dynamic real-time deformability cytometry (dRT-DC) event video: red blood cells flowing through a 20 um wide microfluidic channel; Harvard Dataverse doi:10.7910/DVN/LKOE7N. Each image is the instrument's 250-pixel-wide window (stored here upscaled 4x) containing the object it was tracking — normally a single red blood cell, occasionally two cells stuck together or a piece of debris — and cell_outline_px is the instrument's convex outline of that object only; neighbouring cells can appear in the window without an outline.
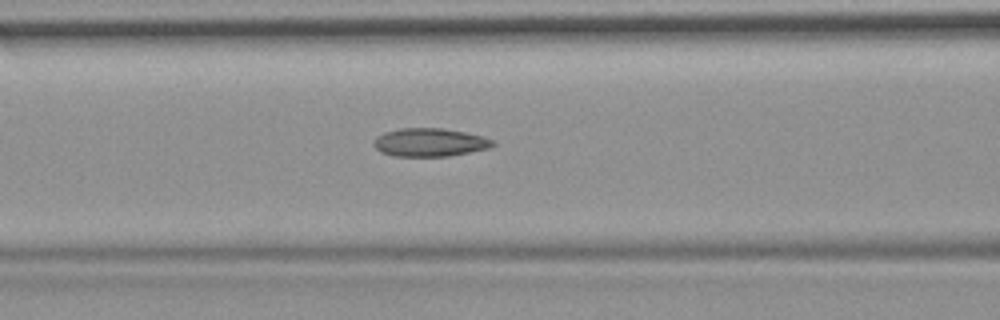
{"species": "common noctule bat (a hibernating species)", "species_latin": "Nyctalus noctula", "temperature_condition": "room temperature", "stored_images_in_passage": 40, "camera_frame_rate_fps": 3000, "um_per_image_px": 0.085, "animal": {"sex": "female", "body_mass_g": 19.9}, "frame": {"image": 1, "passage_image": 18, "time_ms": 5.667, "image_size_px": [1000, 320], "cell_outline_px": [[496, 144], [492, 148], [448, 156], [396, 156], [380, 152], [372, 144], [372, 140], [376, 136], [384, 132], [400, 128], [440, 128], [464, 132], [496, 140]], "centroid_in_image_um": [36.52, 12.1], "position_along_channel_um": 130.1, "area_um2": 19.77}}
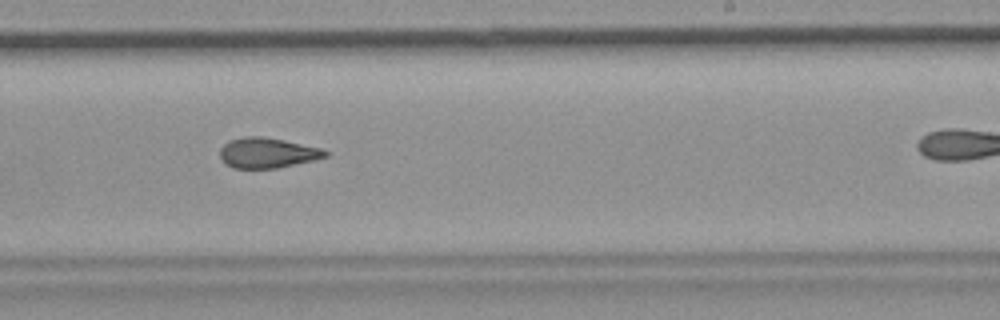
{"frame": {"image": 2, "passage_image": 29, "time_ms": 9.333, "image_size_px": [1000, 320], "cell_outline_px": [[328, 156], [312, 160], [276, 168], [232, 168], [220, 156], [220, 148], [228, 140], [244, 136], [260, 136], [284, 140], [320, 148], [328, 152]], "centroid_in_image_um": [22.7, 12.98], "position_along_channel_um": 266.3, "area_um2": 18.32}}